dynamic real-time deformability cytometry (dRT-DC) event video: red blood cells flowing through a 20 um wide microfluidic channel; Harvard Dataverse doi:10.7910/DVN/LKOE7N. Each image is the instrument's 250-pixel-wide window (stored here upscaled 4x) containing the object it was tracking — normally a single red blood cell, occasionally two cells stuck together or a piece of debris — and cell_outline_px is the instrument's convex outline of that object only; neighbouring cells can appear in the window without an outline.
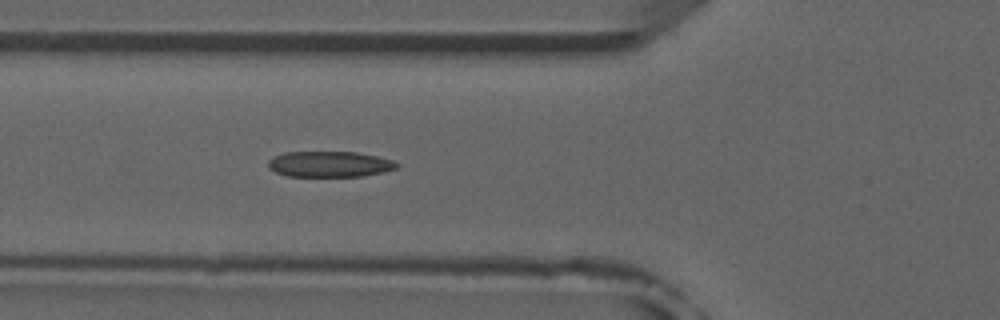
{"species": "common noctule bat (a hibernating species)", "species_latin": "Nyctalus noctula", "temperature_condition": "room temperature", "stored_images_in_passage": 4, "camera_frame_rate_fps": 3000, "um_per_image_px": 0.085, "animal": {"sex": "male", "forearm_length_mm": 52.5}, "frame": {"image": 1, "passage_image": 4, "time_ms": 3.333, "image_size_px": [1000, 320], "cell_outline_px": [[400, 168], [384, 172], [364, 176], [288, 176], [276, 172], [268, 168], [268, 160], [272, 156], [284, 152], [356, 152], [376, 156], [392, 160], [400, 164]], "centroid_in_image_um": [28.03, 13.95], "position_along_channel_um": 97.8, "area_um2": 19.48}}